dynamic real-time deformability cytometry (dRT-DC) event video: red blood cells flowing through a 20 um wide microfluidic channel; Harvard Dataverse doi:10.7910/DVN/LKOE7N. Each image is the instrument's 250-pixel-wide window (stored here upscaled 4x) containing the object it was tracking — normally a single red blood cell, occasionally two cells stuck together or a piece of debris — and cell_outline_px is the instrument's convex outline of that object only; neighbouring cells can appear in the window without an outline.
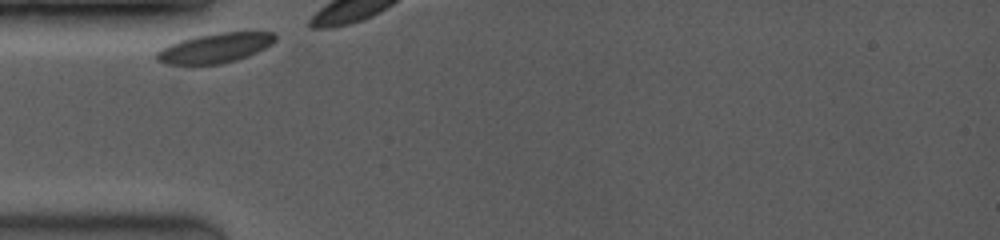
{"species": "common noctule bat (a hibernating species)", "species_latin": "Nyctalus noctula", "temperature_condition": "room temperature", "stored_images_in_passage": 5, "camera_frame_rate_fps": 3500, "um_per_image_px": 0.085, "animal": {"sex": "female", "body_mass_g": 19.0, "forearm_length_mm": 53.3}, "frame": {"image": 1, "passage_image": 1, "time_ms": 0.0, "image_size_px": [1000, 240], "cell_outline_px": [[276, 40], [272, 44], [248, 56], [236, 60], [220, 64], [164, 64], [156, 60], [156, 52], [160, 48], [168, 44], [180, 40], [196, 36], [220, 32], [276, 32]], "centroid_in_image_um": [18.26, 4.07], "position_along_channel_um": 66.7, "area_um2": 20.58}}